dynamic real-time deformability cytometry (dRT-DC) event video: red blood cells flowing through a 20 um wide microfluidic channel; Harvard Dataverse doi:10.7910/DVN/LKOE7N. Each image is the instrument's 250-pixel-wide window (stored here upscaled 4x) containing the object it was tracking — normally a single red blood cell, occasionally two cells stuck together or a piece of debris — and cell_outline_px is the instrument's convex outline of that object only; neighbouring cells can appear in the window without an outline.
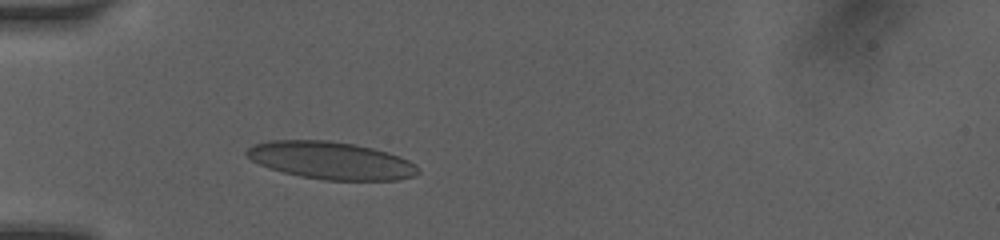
{"species": "human", "species_latin": "Homo sapiens", "temperature_condition": "room temperature", "stored_images_in_passage": 10, "camera_frame_rate_fps": 3000, "um_per_image_px": 0.085, "donor": {"sex": "female"}, "frame": {"image": 1, "passage_image": 4, "time_ms": 2.667, "image_size_px": [1000, 240], "cell_outline_px": [[420, 172], [416, 176], [400, 180], [324, 180], [300, 176], [268, 168], [252, 160], [244, 152], [252, 144], [268, 140], [328, 140], [352, 144], [372, 148], [388, 152], [400, 156], [416, 164], [420, 168]], "centroid_in_image_um": [28.16, 13.64], "position_along_channel_um": 56.8, "area_um2": 37.69}}
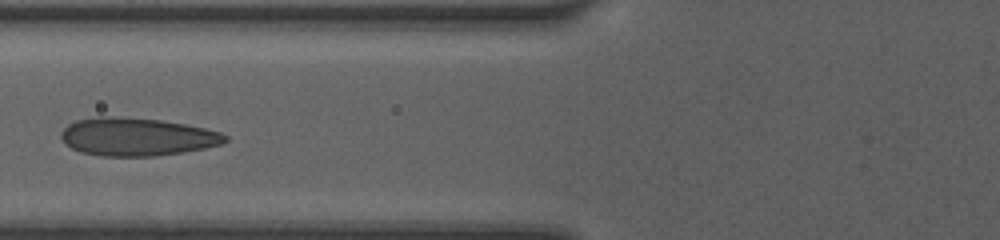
{"frame": {"image": 2, "passage_image": 6, "time_ms": 4.333, "image_size_px": [1000, 240], "cell_outline_px": [[228, 140], [220, 144], [204, 148], [156, 156], [100, 156], [80, 152], [64, 144], [60, 136], [60, 132], [68, 124], [76, 120], [96, 116], [120, 116], [160, 120], [184, 124], [204, 128], [220, 132], [228, 136]], "centroid_in_image_um": [11.58, 11.62], "position_along_channel_um": 114.2, "area_um2": 36.47}}
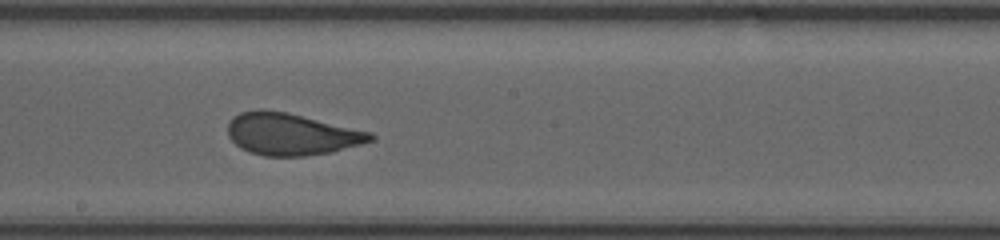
{"frame": {"image": 3, "passage_image": 9, "time_ms": 7.0, "image_size_px": [1000, 240], "cell_outline_px": [[376, 140], [332, 152], [304, 156], [264, 156], [248, 152], [240, 148], [228, 136], [228, 124], [232, 116], [240, 112], [260, 108], [264, 108], [288, 112], [372, 132], [376, 136]], "centroid_in_image_um": [24.76, 11.39], "position_along_channel_um": 223.4, "area_um2": 35.37}}